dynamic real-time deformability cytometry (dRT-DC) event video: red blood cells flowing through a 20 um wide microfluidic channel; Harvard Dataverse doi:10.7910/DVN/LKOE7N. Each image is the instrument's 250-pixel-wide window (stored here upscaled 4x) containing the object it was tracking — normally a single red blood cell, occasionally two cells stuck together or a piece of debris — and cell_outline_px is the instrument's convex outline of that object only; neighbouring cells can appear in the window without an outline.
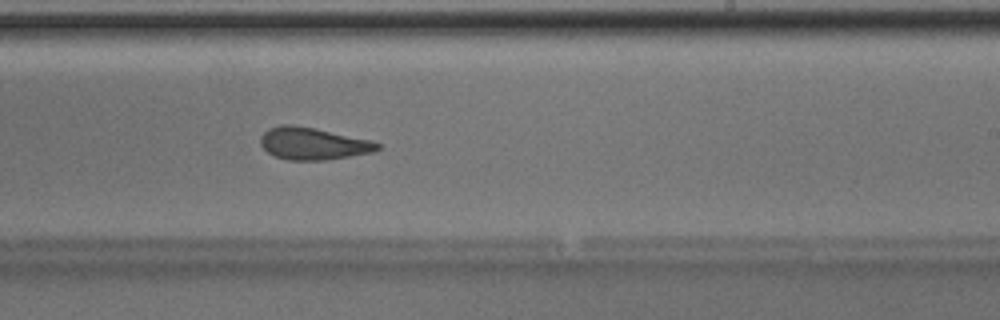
{"species": "Egyptian fruit bat (a non-hibernating species)", "species_latin": "Rousettus aegyptiacus", "temperature_condition": "room temperature", "stored_images_in_passage": 35, "camera_frame_rate_fps": 3000, "um_per_image_px": 0.085, "animal": {"sex": "male"}, "frame": {"image": 1, "passage_image": 16, "time_ms": 5.0, "image_size_px": [1000, 320], "cell_outline_px": [[380, 148], [376, 152], [328, 160], [288, 160], [276, 156], [268, 152], [260, 144], [260, 136], [268, 128], [280, 124], [292, 124], [316, 128], [372, 140], [380, 144]], "centroid_in_image_um": [26.63, 12.2], "position_along_channel_um": 262.4, "area_um2": 22.25}}
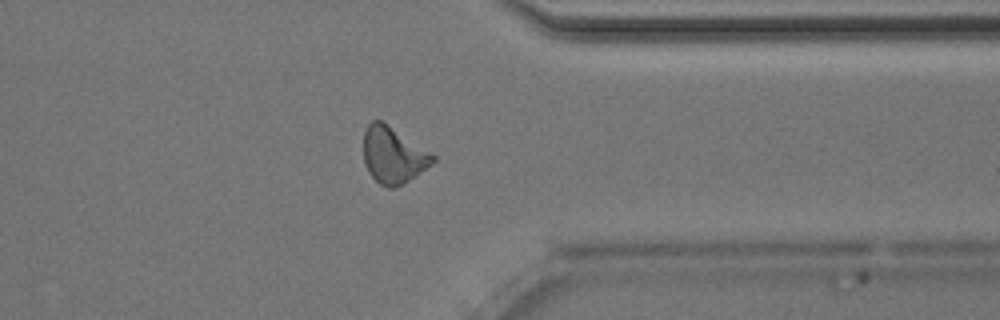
{"frame": {"image": 2, "passage_image": 25, "time_ms": 8.0, "image_size_px": [1000, 320], "cell_outline_px": [[436, 160], [432, 164], [404, 184], [392, 188], [388, 188], [380, 184], [368, 172], [364, 164], [364, 132], [368, 124], [372, 120], [380, 120], [432, 152], [436, 156]], "centroid_in_image_um": [33.43, 13.2], "position_along_channel_um": 378.0, "area_um2": 22.77}, "authors_computed_cell_mechanics": {"area_um2": 22.0796, "velocity_mm_per_s": 4.028, "shape_relaxation_time_tau1_ms": 8.5139, "shape_relaxation_time_tau2_ms": 2.5416, "deformation_change_tau1": 0.1901, "deformation_change_tau2": 0.1185}}